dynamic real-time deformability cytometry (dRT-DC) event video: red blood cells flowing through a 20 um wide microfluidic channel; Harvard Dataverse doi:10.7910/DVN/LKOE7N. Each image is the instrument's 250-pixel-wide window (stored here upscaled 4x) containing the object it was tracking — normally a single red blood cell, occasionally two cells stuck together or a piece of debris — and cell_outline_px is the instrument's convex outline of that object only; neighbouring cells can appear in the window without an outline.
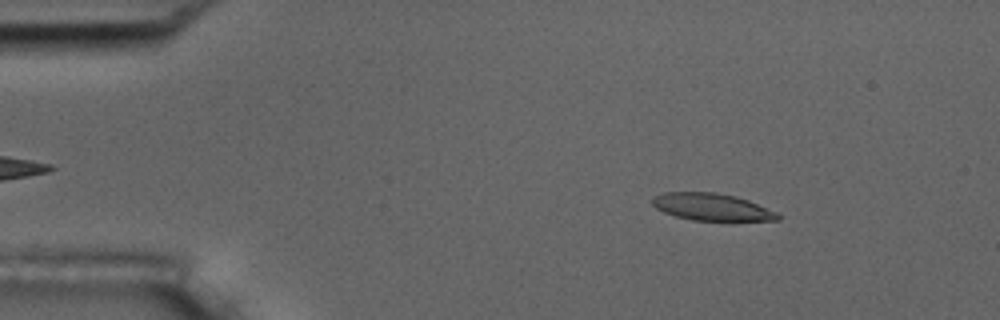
{"species": "common noctule bat (a hibernating species)", "species_latin": "Nyctalus noctula", "temperature_condition": "room temperature", "stored_images_in_passage": 4, "segment_of_instrument_passage": [1, 2], "camera_frame_rate_fps": 3000, "um_per_image_px": 0.085, "animal": {"sex": "male", "body_mass_g": 17.5, "forearm_length_mm": 52.3}, "frame": {"image": 1, "passage_image": 1, "time_ms": 0.0, "image_size_px": [1000, 320], "cell_outline_px": [[780, 220], [732, 224], [692, 220], [676, 216], [664, 212], [656, 208], [652, 204], [652, 196], [664, 192], [716, 192], [736, 196], [748, 200], [776, 212], [780, 216]], "centroid_in_image_um": [60.58, 17.65], "position_along_channel_um": 24.4, "area_um2": 20.98}}